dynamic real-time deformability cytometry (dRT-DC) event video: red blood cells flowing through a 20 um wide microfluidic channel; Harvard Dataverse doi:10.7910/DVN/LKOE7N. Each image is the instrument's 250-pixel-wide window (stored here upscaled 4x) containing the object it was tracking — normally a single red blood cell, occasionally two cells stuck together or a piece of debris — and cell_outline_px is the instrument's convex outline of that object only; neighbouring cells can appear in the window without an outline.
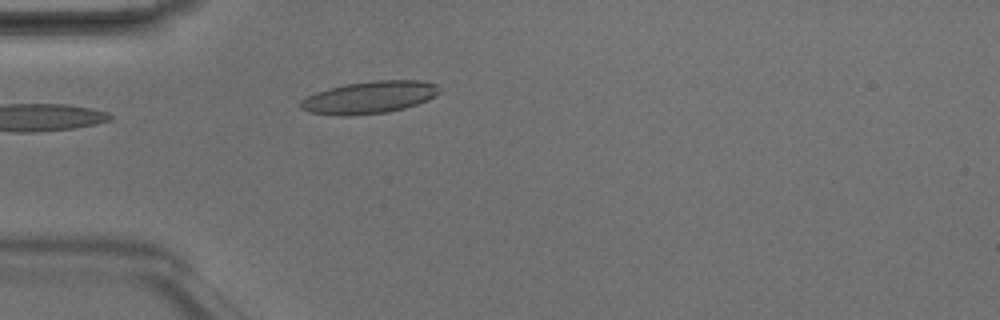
{"species": "Egyptian fruit bat (a non-hibernating species)", "species_latin": "Rousettus aegyptiacus", "temperature_condition": "room temperature", "stored_images_in_passage": 3, "camera_frame_rate_fps": 3000, "um_per_image_px": 0.085, "animal": {"sex": "male"}, "frame": {"image": 1, "passage_image": 3, "time_ms": 0.667, "image_size_px": [1000, 320], "cell_outline_px": [[440, 92], [436, 96], [428, 100], [404, 108], [388, 112], [348, 116], [340, 116], [308, 112], [300, 108], [300, 100], [316, 92], [328, 88], [344, 84], [372, 80], [420, 80], [436, 84], [440, 88]], "centroid_in_image_um": [31.39, 8.27], "position_along_channel_um": 53.6, "area_um2": 26.36}}